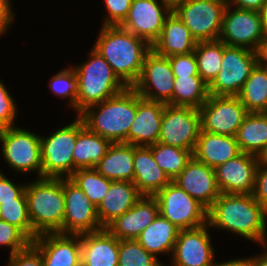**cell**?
I'll return each instance as SVG.
<instances>
[{
  "mask_svg": "<svg viewBox=\"0 0 267 266\" xmlns=\"http://www.w3.org/2000/svg\"><path fill=\"white\" fill-rule=\"evenodd\" d=\"M266 217L267 210L252 194L221 193L208 208L207 224L267 246Z\"/></svg>",
  "mask_w": 267,
  "mask_h": 266,
  "instance_id": "1",
  "label": "cell"
},
{
  "mask_svg": "<svg viewBox=\"0 0 267 266\" xmlns=\"http://www.w3.org/2000/svg\"><path fill=\"white\" fill-rule=\"evenodd\" d=\"M109 63L114 74L126 87H132L138 80L151 45L120 25L103 26L94 45Z\"/></svg>",
  "mask_w": 267,
  "mask_h": 266,
  "instance_id": "2",
  "label": "cell"
},
{
  "mask_svg": "<svg viewBox=\"0 0 267 266\" xmlns=\"http://www.w3.org/2000/svg\"><path fill=\"white\" fill-rule=\"evenodd\" d=\"M135 115L136 91L126 87L121 93L88 107L79 116L91 132L112 143L128 144V132Z\"/></svg>",
  "mask_w": 267,
  "mask_h": 266,
  "instance_id": "3",
  "label": "cell"
},
{
  "mask_svg": "<svg viewBox=\"0 0 267 266\" xmlns=\"http://www.w3.org/2000/svg\"><path fill=\"white\" fill-rule=\"evenodd\" d=\"M25 194L33 232L62 233L65 212L63 178L42 177L26 185Z\"/></svg>",
  "mask_w": 267,
  "mask_h": 266,
  "instance_id": "4",
  "label": "cell"
},
{
  "mask_svg": "<svg viewBox=\"0 0 267 266\" xmlns=\"http://www.w3.org/2000/svg\"><path fill=\"white\" fill-rule=\"evenodd\" d=\"M89 55L91 60L73 68L77 75L76 111L78 115L88 107L99 104L126 88L98 51L92 48Z\"/></svg>",
  "mask_w": 267,
  "mask_h": 266,
  "instance_id": "5",
  "label": "cell"
},
{
  "mask_svg": "<svg viewBox=\"0 0 267 266\" xmlns=\"http://www.w3.org/2000/svg\"><path fill=\"white\" fill-rule=\"evenodd\" d=\"M85 127L78 115L75 121L41 137L42 177L69 178L74 173L73 150L78 133Z\"/></svg>",
  "mask_w": 267,
  "mask_h": 266,
  "instance_id": "6",
  "label": "cell"
},
{
  "mask_svg": "<svg viewBox=\"0 0 267 266\" xmlns=\"http://www.w3.org/2000/svg\"><path fill=\"white\" fill-rule=\"evenodd\" d=\"M226 6L220 0H177L172 10L200 42L219 40Z\"/></svg>",
  "mask_w": 267,
  "mask_h": 266,
  "instance_id": "7",
  "label": "cell"
},
{
  "mask_svg": "<svg viewBox=\"0 0 267 266\" xmlns=\"http://www.w3.org/2000/svg\"><path fill=\"white\" fill-rule=\"evenodd\" d=\"M257 63L255 51L223 43L221 69L208 85L209 95L237 96Z\"/></svg>",
  "mask_w": 267,
  "mask_h": 266,
  "instance_id": "8",
  "label": "cell"
},
{
  "mask_svg": "<svg viewBox=\"0 0 267 266\" xmlns=\"http://www.w3.org/2000/svg\"><path fill=\"white\" fill-rule=\"evenodd\" d=\"M154 198L158 203L159 214L180 230L207 224L208 209L173 181L155 194Z\"/></svg>",
  "mask_w": 267,
  "mask_h": 266,
  "instance_id": "9",
  "label": "cell"
},
{
  "mask_svg": "<svg viewBox=\"0 0 267 266\" xmlns=\"http://www.w3.org/2000/svg\"><path fill=\"white\" fill-rule=\"evenodd\" d=\"M2 154L17 172H38L42 178L41 137L15 126L0 130Z\"/></svg>",
  "mask_w": 267,
  "mask_h": 266,
  "instance_id": "10",
  "label": "cell"
},
{
  "mask_svg": "<svg viewBox=\"0 0 267 266\" xmlns=\"http://www.w3.org/2000/svg\"><path fill=\"white\" fill-rule=\"evenodd\" d=\"M200 132L199 109L165 104L158 142L193 154Z\"/></svg>",
  "mask_w": 267,
  "mask_h": 266,
  "instance_id": "11",
  "label": "cell"
},
{
  "mask_svg": "<svg viewBox=\"0 0 267 266\" xmlns=\"http://www.w3.org/2000/svg\"><path fill=\"white\" fill-rule=\"evenodd\" d=\"M199 113L201 131L235 137L249 112L237 96L209 95Z\"/></svg>",
  "mask_w": 267,
  "mask_h": 266,
  "instance_id": "12",
  "label": "cell"
},
{
  "mask_svg": "<svg viewBox=\"0 0 267 266\" xmlns=\"http://www.w3.org/2000/svg\"><path fill=\"white\" fill-rule=\"evenodd\" d=\"M174 79L168 57L159 55L151 49L145 57L141 74L132 88L142 98L173 106ZM152 87L155 91H152Z\"/></svg>",
  "mask_w": 267,
  "mask_h": 266,
  "instance_id": "13",
  "label": "cell"
},
{
  "mask_svg": "<svg viewBox=\"0 0 267 266\" xmlns=\"http://www.w3.org/2000/svg\"><path fill=\"white\" fill-rule=\"evenodd\" d=\"M65 199L63 234H83L104 229L93 204L84 192L70 178H63Z\"/></svg>",
  "mask_w": 267,
  "mask_h": 266,
  "instance_id": "14",
  "label": "cell"
},
{
  "mask_svg": "<svg viewBox=\"0 0 267 266\" xmlns=\"http://www.w3.org/2000/svg\"><path fill=\"white\" fill-rule=\"evenodd\" d=\"M230 7L225 8L219 40L229 46L256 52L265 33L260 13L238 8L231 12Z\"/></svg>",
  "mask_w": 267,
  "mask_h": 266,
  "instance_id": "15",
  "label": "cell"
},
{
  "mask_svg": "<svg viewBox=\"0 0 267 266\" xmlns=\"http://www.w3.org/2000/svg\"><path fill=\"white\" fill-rule=\"evenodd\" d=\"M133 0L129 13L120 25L135 36L143 38L151 46L159 38L172 3L167 0Z\"/></svg>",
  "mask_w": 267,
  "mask_h": 266,
  "instance_id": "16",
  "label": "cell"
},
{
  "mask_svg": "<svg viewBox=\"0 0 267 266\" xmlns=\"http://www.w3.org/2000/svg\"><path fill=\"white\" fill-rule=\"evenodd\" d=\"M258 157L250 153H241L237 157L218 165L215 176L218 188L224 194H252Z\"/></svg>",
  "mask_w": 267,
  "mask_h": 266,
  "instance_id": "17",
  "label": "cell"
},
{
  "mask_svg": "<svg viewBox=\"0 0 267 266\" xmlns=\"http://www.w3.org/2000/svg\"><path fill=\"white\" fill-rule=\"evenodd\" d=\"M43 266H81V234L44 233L31 244Z\"/></svg>",
  "mask_w": 267,
  "mask_h": 266,
  "instance_id": "18",
  "label": "cell"
},
{
  "mask_svg": "<svg viewBox=\"0 0 267 266\" xmlns=\"http://www.w3.org/2000/svg\"><path fill=\"white\" fill-rule=\"evenodd\" d=\"M207 226L179 231L172 253L173 266H215Z\"/></svg>",
  "mask_w": 267,
  "mask_h": 266,
  "instance_id": "19",
  "label": "cell"
},
{
  "mask_svg": "<svg viewBox=\"0 0 267 266\" xmlns=\"http://www.w3.org/2000/svg\"><path fill=\"white\" fill-rule=\"evenodd\" d=\"M173 182L207 209L221 194L214 168L196 160L193 156Z\"/></svg>",
  "mask_w": 267,
  "mask_h": 266,
  "instance_id": "20",
  "label": "cell"
},
{
  "mask_svg": "<svg viewBox=\"0 0 267 266\" xmlns=\"http://www.w3.org/2000/svg\"><path fill=\"white\" fill-rule=\"evenodd\" d=\"M165 103L142 98L136 92V115L128 132V144L151 146L160 137Z\"/></svg>",
  "mask_w": 267,
  "mask_h": 266,
  "instance_id": "21",
  "label": "cell"
},
{
  "mask_svg": "<svg viewBox=\"0 0 267 266\" xmlns=\"http://www.w3.org/2000/svg\"><path fill=\"white\" fill-rule=\"evenodd\" d=\"M159 214L154 196H141L135 205L111 222L106 229L119 240H136Z\"/></svg>",
  "mask_w": 267,
  "mask_h": 266,
  "instance_id": "22",
  "label": "cell"
},
{
  "mask_svg": "<svg viewBox=\"0 0 267 266\" xmlns=\"http://www.w3.org/2000/svg\"><path fill=\"white\" fill-rule=\"evenodd\" d=\"M119 239L106 228L81 234V266H118Z\"/></svg>",
  "mask_w": 267,
  "mask_h": 266,
  "instance_id": "23",
  "label": "cell"
},
{
  "mask_svg": "<svg viewBox=\"0 0 267 266\" xmlns=\"http://www.w3.org/2000/svg\"><path fill=\"white\" fill-rule=\"evenodd\" d=\"M133 166V183L142 196H154L171 182L148 146H134Z\"/></svg>",
  "mask_w": 267,
  "mask_h": 266,
  "instance_id": "24",
  "label": "cell"
},
{
  "mask_svg": "<svg viewBox=\"0 0 267 266\" xmlns=\"http://www.w3.org/2000/svg\"><path fill=\"white\" fill-rule=\"evenodd\" d=\"M197 43L189 28L172 10L165 20L159 38L151 47L157 54L170 57L194 52Z\"/></svg>",
  "mask_w": 267,
  "mask_h": 266,
  "instance_id": "25",
  "label": "cell"
},
{
  "mask_svg": "<svg viewBox=\"0 0 267 266\" xmlns=\"http://www.w3.org/2000/svg\"><path fill=\"white\" fill-rule=\"evenodd\" d=\"M241 153L236 137L201 131L192 155L207 166L216 168Z\"/></svg>",
  "mask_w": 267,
  "mask_h": 266,
  "instance_id": "26",
  "label": "cell"
},
{
  "mask_svg": "<svg viewBox=\"0 0 267 266\" xmlns=\"http://www.w3.org/2000/svg\"><path fill=\"white\" fill-rule=\"evenodd\" d=\"M141 196L133 182L112 181L103 201L97 207L101 226L106 228L117 217L131 209Z\"/></svg>",
  "mask_w": 267,
  "mask_h": 266,
  "instance_id": "27",
  "label": "cell"
},
{
  "mask_svg": "<svg viewBox=\"0 0 267 266\" xmlns=\"http://www.w3.org/2000/svg\"><path fill=\"white\" fill-rule=\"evenodd\" d=\"M134 145L112 143L105 156L95 169L111 181H130L134 179Z\"/></svg>",
  "mask_w": 267,
  "mask_h": 266,
  "instance_id": "28",
  "label": "cell"
},
{
  "mask_svg": "<svg viewBox=\"0 0 267 266\" xmlns=\"http://www.w3.org/2000/svg\"><path fill=\"white\" fill-rule=\"evenodd\" d=\"M180 229L158 214L139 235L136 241L156 258L158 253H173Z\"/></svg>",
  "mask_w": 267,
  "mask_h": 266,
  "instance_id": "29",
  "label": "cell"
},
{
  "mask_svg": "<svg viewBox=\"0 0 267 266\" xmlns=\"http://www.w3.org/2000/svg\"><path fill=\"white\" fill-rule=\"evenodd\" d=\"M112 142L91 132L86 126L78 133L73 150L74 172L95 168L105 156Z\"/></svg>",
  "mask_w": 267,
  "mask_h": 266,
  "instance_id": "30",
  "label": "cell"
},
{
  "mask_svg": "<svg viewBox=\"0 0 267 266\" xmlns=\"http://www.w3.org/2000/svg\"><path fill=\"white\" fill-rule=\"evenodd\" d=\"M235 137L241 152L257 156L267 146V114L249 112Z\"/></svg>",
  "mask_w": 267,
  "mask_h": 266,
  "instance_id": "31",
  "label": "cell"
},
{
  "mask_svg": "<svg viewBox=\"0 0 267 266\" xmlns=\"http://www.w3.org/2000/svg\"><path fill=\"white\" fill-rule=\"evenodd\" d=\"M237 97L248 112L267 111V66L255 65Z\"/></svg>",
  "mask_w": 267,
  "mask_h": 266,
  "instance_id": "32",
  "label": "cell"
},
{
  "mask_svg": "<svg viewBox=\"0 0 267 266\" xmlns=\"http://www.w3.org/2000/svg\"><path fill=\"white\" fill-rule=\"evenodd\" d=\"M208 97V84L200 76H175L173 106L199 109Z\"/></svg>",
  "mask_w": 267,
  "mask_h": 266,
  "instance_id": "33",
  "label": "cell"
},
{
  "mask_svg": "<svg viewBox=\"0 0 267 266\" xmlns=\"http://www.w3.org/2000/svg\"><path fill=\"white\" fill-rule=\"evenodd\" d=\"M198 74L209 85L221 69L223 42L221 40L200 41L194 50Z\"/></svg>",
  "mask_w": 267,
  "mask_h": 266,
  "instance_id": "34",
  "label": "cell"
},
{
  "mask_svg": "<svg viewBox=\"0 0 267 266\" xmlns=\"http://www.w3.org/2000/svg\"><path fill=\"white\" fill-rule=\"evenodd\" d=\"M149 147L152 150L155 161L171 181L182 172L187 162L193 156L189 150L165 145L160 142Z\"/></svg>",
  "mask_w": 267,
  "mask_h": 266,
  "instance_id": "35",
  "label": "cell"
},
{
  "mask_svg": "<svg viewBox=\"0 0 267 266\" xmlns=\"http://www.w3.org/2000/svg\"><path fill=\"white\" fill-rule=\"evenodd\" d=\"M69 178L97 207L103 201L112 182L102 176L95 168L78 169Z\"/></svg>",
  "mask_w": 267,
  "mask_h": 266,
  "instance_id": "36",
  "label": "cell"
},
{
  "mask_svg": "<svg viewBox=\"0 0 267 266\" xmlns=\"http://www.w3.org/2000/svg\"><path fill=\"white\" fill-rule=\"evenodd\" d=\"M0 206V219L20 229L33 242L37 235L29 218L25 191L14 201L3 202Z\"/></svg>",
  "mask_w": 267,
  "mask_h": 266,
  "instance_id": "37",
  "label": "cell"
},
{
  "mask_svg": "<svg viewBox=\"0 0 267 266\" xmlns=\"http://www.w3.org/2000/svg\"><path fill=\"white\" fill-rule=\"evenodd\" d=\"M118 266H163L136 240H119Z\"/></svg>",
  "mask_w": 267,
  "mask_h": 266,
  "instance_id": "38",
  "label": "cell"
},
{
  "mask_svg": "<svg viewBox=\"0 0 267 266\" xmlns=\"http://www.w3.org/2000/svg\"><path fill=\"white\" fill-rule=\"evenodd\" d=\"M49 87L60 98L69 97L70 105L76 111L77 75L74 69H63L49 81Z\"/></svg>",
  "mask_w": 267,
  "mask_h": 266,
  "instance_id": "39",
  "label": "cell"
},
{
  "mask_svg": "<svg viewBox=\"0 0 267 266\" xmlns=\"http://www.w3.org/2000/svg\"><path fill=\"white\" fill-rule=\"evenodd\" d=\"M32 241L17 227L0 219V245L10 247V255L28 248Z\"/></svg>",
  "mask_w": 267,
  "mask_h": 266,
  "instance_id": "40",
  "label": "cell"
},
{
  "mask_svg": "<svg viewBox=\"0 0 267 266\" xmlns=\"http://www.w3.org/2000/svg\"><path fill=\"white\" fill-rule=\"evenodd\" d=\"M174 76H200L194 52L168 57Z\"/></svg>",
  "mask_w": 267,
  "mask_h": 266,
  "instance_id": "41",
  "label": "cell"
},
{
  "mask_svg": "<svg viewBox=\"0 0 267 266\" xmlns=\"http://www.w3.org/2000/svg\"><path fill=\"white\" fill-rule=\"evenodd\" d=\"M133 0H105L108 10L103 26L121 25L127 18Z\"/></svg>",
  "mask_w": 267,
  "mask_h": 266,
  "instance_id": "42",
  "label": "cell"
},
{
  "mask_svg": "<svg viewBox=\"0 0 267 266\" xmlns=\"http://www.w3.org/2000/svg\"><path fill=\"white\" fill-rule=\"evenodd\" d=\"M16 105L5 85L0 81V130L14 126Z\"/></svg>",
  "mask_w": 267,
  "mask_h": 266,
  "instance_id": "43",
  "label": "cell"
},
{
  "mask_svg": "<svg viewBox=\"0 0 267 266\" xmlns=\"http://www.w3.org/2000/svg\"><path fill=\"white\" fill-rule=\"evenodd\" d=\"M7 266H43L41 254L30 245L23 251L9 256Z\"/></svg>",
  "mask_w": 267,
  "mask_h": 266,
  "instance_id": "44",
  "label": "cell"
},
{
  "mask_svg": "<svg viewBox=\"0 0 267 266\" xmlns=\"http://www.w3.org/2000/svg\"><path fill=\"white\" fill-rule=\"evenodd\" d=\"M252 195L267 210V165L258 164Z\"/></svg>",
  "mask_w": 267,
  "mask_h": 266,
  "instance_id": "45",
  "label": "cell"
},
{
  "mask_svg": "<svg viewBox=\"0 0 267 266\" xmlns=\"http://www.w3.org/2000/svg\"><path fill=\"white\" fill-rule=\"evenodd\" d=\"M26 189V185H16L0 172V204L14 201Z\"/></svg>",
  "mask_w": 267,
  "mask_h": 266,
  "instance_id": "46",
  "label": "cell"
},
{
  "mask_svg": "<svg viewBox=\"0 0 267 266\" xmlns=\"http://www.w3.org/2000/svg\"><path fill=\"white\" fill-rule=\"evenodd\" d=\"M13 19L10 0H0V35L7 31Z\"/></svg>",
  "mask_w": 267,
  "mask_h": 266,
  "instance_id": "47",
  "label": "cell"
},
{
  "mask_svg": "<svg viewBox=\"0 0 267 266\" xmlns=\"http://www.w3.org/2000/svg\"><path fill=\"white\" fill-rule=\"evenodd\" d=\"M267 0H230L227 5H236L238 9L252 10L259 12Z\"/></svg>",
  "mask_w": 267,
  "mask_h": 266,
  "instance_id": "48",
  "label": "cell"
},
{
  "mask_svg": "<svg viewBox=\"0 0 267 266\" xmlns=\"http://www.w3.org/2000/svg\"><path fill=\"white\" fill-rule=\"evenodd\" d=\"M258 64L267 66V32L261 39L258 49L256 50Z\"/></svg>",
  "mask_w": 267,
  "mask_h": 266,
  "instance_id": "49",
  "label": "cell"
},
{
  "mask_svg": "<svg viewBox=\"0 0 267 266\" xmlns=\"http://www.w3.org/2000/svg\"><path fill=\"white\" fill-rule=\"evenodd\" d=\"M215 266H254L253 257L245 259L230 260L222 263H215Z\"/></svg>",
  "mask_w": 267,
  "mask_h": 266,
  "instance_id": "50",
  "label": "cell"
},
{
  "mask_svg": "<svg viewBox=\"0 0 267 266\" xmlns=\"http://www.w3.org/2000/svg\"><path fill=\"white\" fill-rule=\"evenodd\" d=\"M259 13H260L263 28L265 32H267V1L261 7Z\"/></svg>",
  "mask_w": 267,
  "mask_h": 266,
  "instance_id": "51",
  "label": "cell"
},
{
  "mask_svg": "<svg viewBox=\"0 0 267 266\" xmlns=\"http://www.w3.org/2000/svg\"><path fill=\"white\" fill-rule=\"evenodd\" d=\"M253 265L254 266H267V251L266 250L262 256H255L253 258Z\"/></svg>",
  "mask_w": 267,
  "mask_h": 266,
  "instance_id": "52",
  "label": "cell"
},
{
  "mask_svg": "<svg viewBox=\"0 0 267 266\" xmlns=\"http://www.w3.org/2000/svg\"><path fill=\"white\" fill-rule=\"evenodd\" d=\"M258 164L267 165V146L257 155Z\"/></svg>",
  "mask_w": 267,
  "mask_h": 266,
  "instance_id": "53",
  "label": "cell"
},
{
  "mask_svg": "<svg viewBox=\"0 0 267 266\" xmlns=\"http://www.w3.org/2000/svg\"><path fill=\"white\" fill-rule=\"evenodd\" d=\"M220 1L225 2L226 4H228L230 0H220Z\"/></svg>",
  "mask_w": 267,
  "mask_h": 266,
  "instance_id": "54",
  "label": "cell"
},
{
  "mask_svg": "<svg viewBox=\"0 0 267 266\" xmlns=\"http://www.w3.org/2000/svg\"><path fill=\"white\" fill-rule=\"evenodd\" d=\"M167 1H169V2H171L173 4L177 0H167Z\"/></svg>",
  "mask_w": 267,
  "mask_h": 266,
  "instance_id": "55",
  "label": "cell"
}]
</instances>
